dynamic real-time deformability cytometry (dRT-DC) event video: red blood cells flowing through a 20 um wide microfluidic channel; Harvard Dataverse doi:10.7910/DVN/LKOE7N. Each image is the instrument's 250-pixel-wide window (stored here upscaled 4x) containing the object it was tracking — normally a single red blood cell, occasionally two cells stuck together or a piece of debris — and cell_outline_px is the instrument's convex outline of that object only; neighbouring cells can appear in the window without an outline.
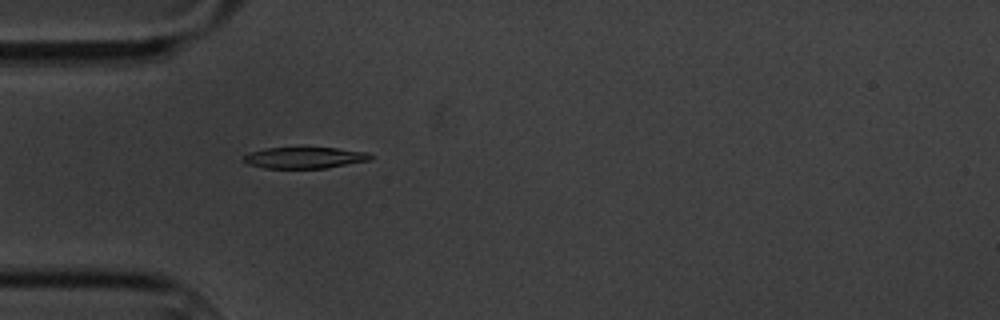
{"species": "common noctule bat (a hibernating species)", "species_latin": "Nyctalus noctula", "temperature_condition": "cold", "stored_images_in_passage": 43, "camera_frame_rate_fps": 3000, "um_per_image_px": 0.085, "animal": {"sex": "male", "body_mass_g": 20.1, "forearm_length_mm": 53.5}, "frame": {"image": 1, "passage_image": 1, "time_ms": 0.0, "image_size_px": [1000, 320], "cell_outline_px": [[372, 160], [328, 168], [264, 168], [248, 164], [244, 160], [244, 156], [248, 152], [264, 148], [336, 148], [368, 152], [372, 156]], "centroid_in_image_um": [25.91, 13.41], "position_along_channel_um": 59.1, "area_um2": 15.78}}
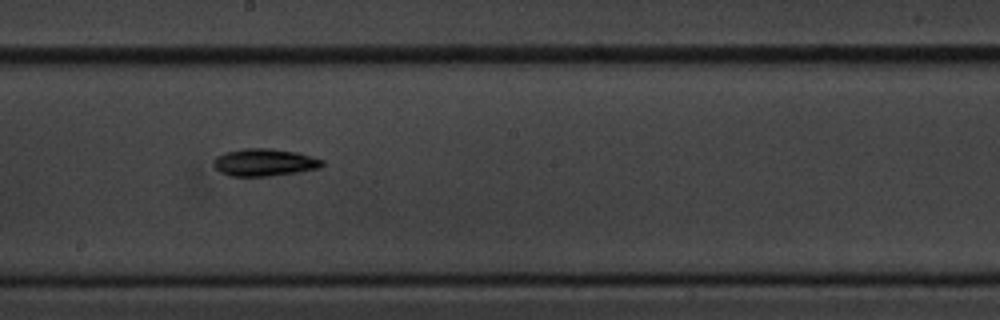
{"frame": {"image": 2, "passage_image": 16, "time_ms": 5.0, "image_size_px": [1000, 320], "cell_outline_px": [[324, 164], [320, 168], [296, 172], [268, 176], [228, 176], [220, 172], [212, 164], [216, 156], [224, 152], [244, 148], [268, 148], [296, 152], [312, 156], [324, 160]], "centroid_in_image_um": [22.45, 13.8], "position_along_channel_um": 225.7, "area_um2": 17.4}}
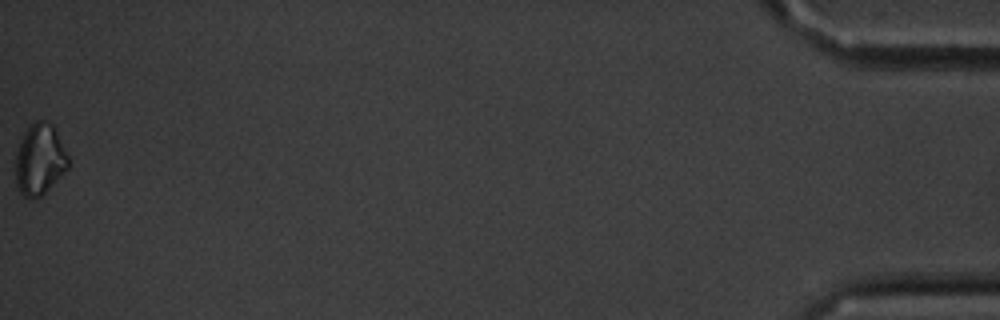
{"frame": {"image": 3, "passage_image": 43, "time_ms": 14.0, "image_size_px": [1000, 320], "cell_outline_px": [[68, 168], [40, 196], [24, 196], [20, 192], [16, 184], [16, 152], [24, 132], [36, 120], [44, 120], [52, 124], [68, 156]], "centroid_in_image_um": [3.36, 13.53], "position_along_channel_um": 431.8, "area_um2": 21.21}, "authors_computed_cell_mechanics": {"area_um2": 16.9354, "velocity_mm_per_s": 3.3801, "shape_relaxation_time_tau1_ms": 2.8683, "shape_relaxation_time_tau2_ms": null, "deformation_change_tau1": 0.0856, "deformation_change_tau2": null}}